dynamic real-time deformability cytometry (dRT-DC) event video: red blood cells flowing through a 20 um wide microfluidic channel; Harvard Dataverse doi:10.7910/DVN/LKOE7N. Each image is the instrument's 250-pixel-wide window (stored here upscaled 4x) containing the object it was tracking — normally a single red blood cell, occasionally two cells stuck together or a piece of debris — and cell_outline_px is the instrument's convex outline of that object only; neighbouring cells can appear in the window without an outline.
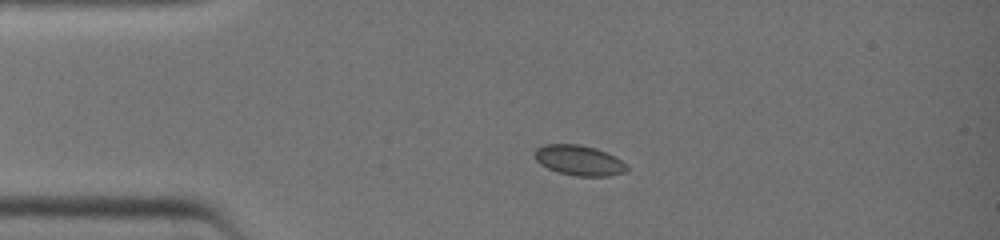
{"species": "common noctule bat (a hibernating species)", "species_latin": "Nyctalus noctula", "temperature_condition": "warm", "stored_images_in_passage": 5, "camera_frame_rate_fps": 3000, "um_per_image_px": 0.085, "animal": {"sex": "female", "body_mass_g": 19.0, "forearm_length_mm": 51.5}, "frame": {"image": 1, "passage_image": 1, "time_ms": 0.0, "image_size_px": [1000, 240], "cell_outline_px": [[628, 172], [608, 176], [576, 176], [560, 172], [548, 168], [540, 164], [532, 156], [532, 152], [536, 148], [544, 144], [580, 144], [596, 148], [628, 164]], "centroid_in_image_um": [49.19, 13.62], "position_along_channel_um": 35.8, "area_um2": 16.36}}